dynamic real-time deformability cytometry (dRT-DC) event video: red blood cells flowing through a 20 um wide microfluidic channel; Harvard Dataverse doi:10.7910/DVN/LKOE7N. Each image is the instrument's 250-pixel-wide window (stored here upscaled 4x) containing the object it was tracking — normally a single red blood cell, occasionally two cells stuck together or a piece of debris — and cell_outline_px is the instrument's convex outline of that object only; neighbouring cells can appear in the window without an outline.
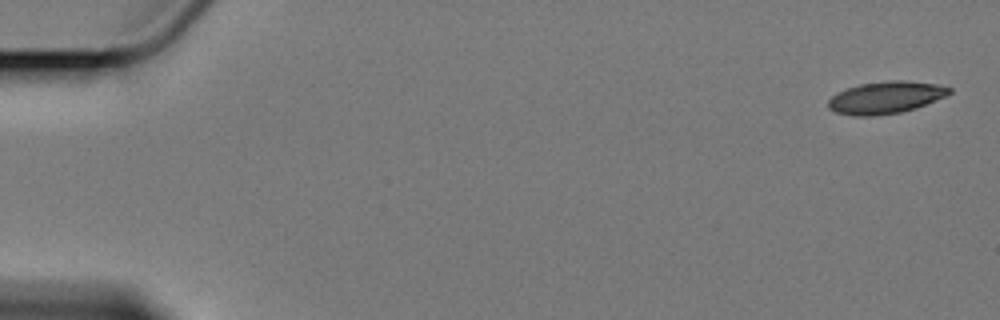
{"species": "Egyptian fruit bat (a non-hibernating species)", "species_latin": "Rousettus aegyptiacus", "temperature_condition": "cold", "stored_images_in_passage": 7, "camera_frame_rate_fps": 3000, "um_per_image_px": 0.085, "animal": {"sex": "female"}, "frame": {"image": 1, "passage_image": 1, "time_ms": 0.0, "image_size_px": [1000, 320], "cell_outline_px": [[952, 92], [944, 96], [916, 108], [900, 112], [872, 116], [856, 116], [836, 112], [828, 108], [828, 100], [832, 96], [848, 88], [860, 84], [892, 80], [904, 80], [936, 84], [952, 88]], "centroid_in_image_um": [75.28, 8.29], "position_along_channel_um": 9.7, "area_um2": 22.37}}
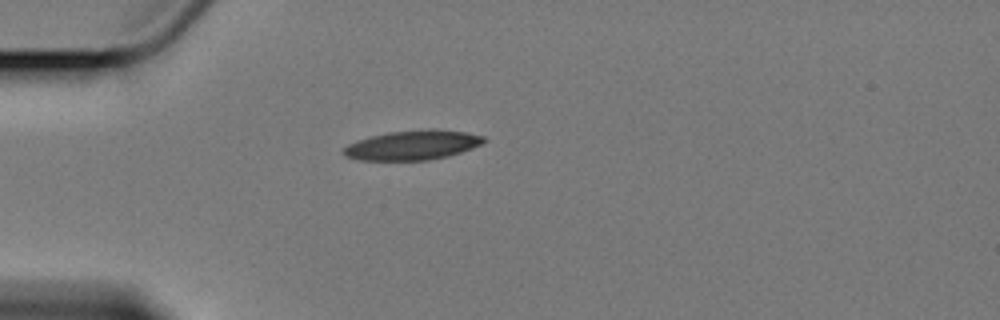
{"frame": {"image": 2, "passage_image": 5, "time_ms": 5.0, "image_size_px": [1000, 320], "cell_outline_px": [[488, 140], [472, 148], [448, 156], [428, 160], [360, 160], [348, 156], [344, 152], [344, 148], [348, 144], [356, 140], [368, 136], [388, 132], [428, 128], [432, 128], [464, 132], [484, 136]], "centroid_in_image_um": [35.08, 12.32], "position_along_channel_um": 49.9, "area_um2": 24.16}}
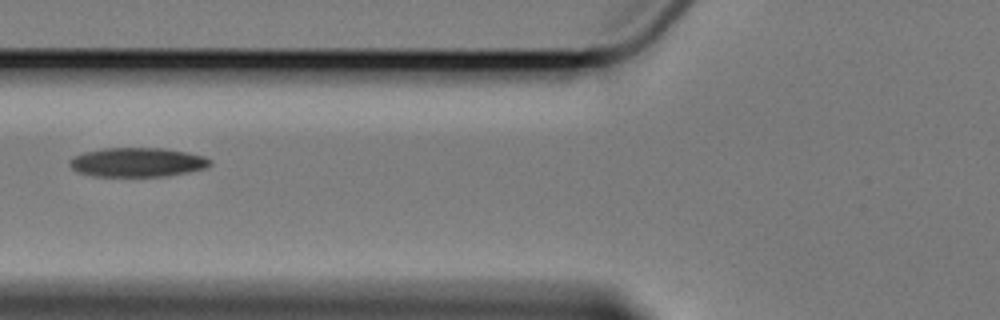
{"frame": {"image": 3, "passage_image": 7, "time_ms": 7.333, "image_size_px": [1000, 320], "cell_outline_px": [[212, 164], [204, 168], [188, 172], [164, 176], [92, 176], [76, 172], [68, 164], [68, 160], [72, 156], [84, 152], [104, 148], [164, 148], [188, 152], [204, 156], [212, 160]], "centroid_in_image_um": [11.64, 13.79], "position_along_channel_um": 114.2, "area_um2": 24.1}}